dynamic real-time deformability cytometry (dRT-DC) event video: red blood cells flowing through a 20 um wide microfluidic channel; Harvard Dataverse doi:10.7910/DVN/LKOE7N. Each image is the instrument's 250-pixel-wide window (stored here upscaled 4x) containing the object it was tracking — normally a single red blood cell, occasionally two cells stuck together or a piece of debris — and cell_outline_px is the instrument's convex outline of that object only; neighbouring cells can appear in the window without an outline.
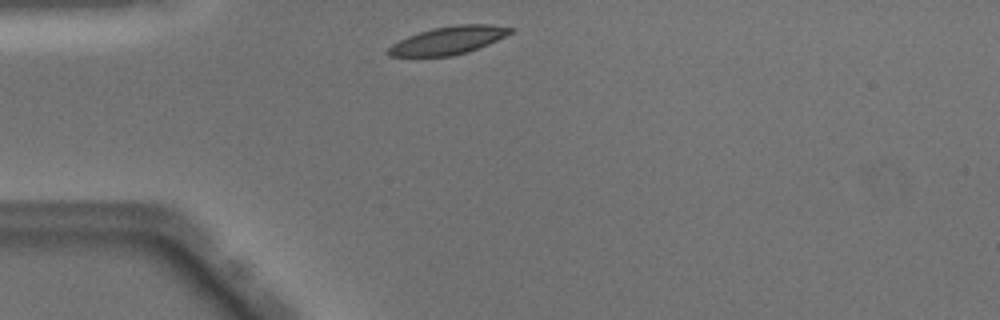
{"species": "Egyptian fruit bat (a non-hibernating species)", "species_latin": "Rousettus aegyptiacus", "temperature_condition": "warm", "stored_images_in_passage": 39, "camera_frame_rate_fps": 3000, "um_per_image_px": 0.085, "animal": {"sex": "male"}, "frame": {"image": 1, "passage_image": 2, "time_ms": 0.333, "image_size_px": [1000, 320], "cell_outline_px": [[512, 32], [488, 44], [452, 56], [388, 56], [384, 52], [392, 44], [408, 36], [432, 28], [456, 24], [492, 24], [512, 28]], "centroid_in_image_um": [38.06, 3.42], "position_along_channel_um": 46.9, "area_um2": 19.59}}
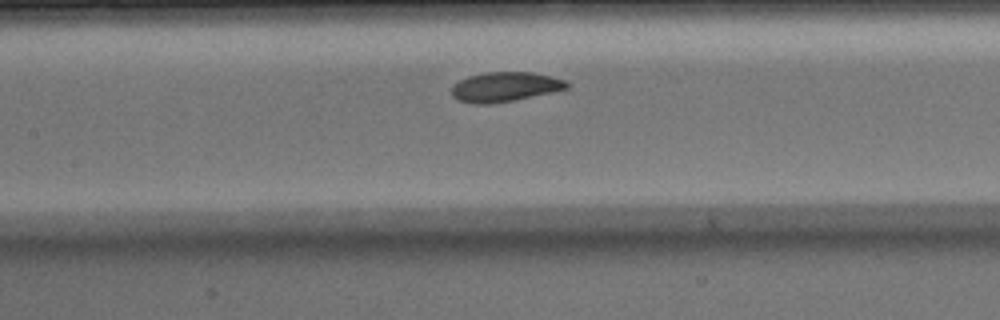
{"frame": {"image": 2, "passage_image": 12, "time_ms": 3.667, "image_size_px": [1000, 320], "cell_outline_px": [[568, 88], [512, 100], [488, 104], [476, 104], [456, 100], [452, 96], [452, 84], [468, 76], [488, 72], [532, 72], [564, 80], [568, 84]], "centroid_in_image_um": [42.84, 7.38], "position_along_channel_um": 164.6, "area_um2": 19.54}}
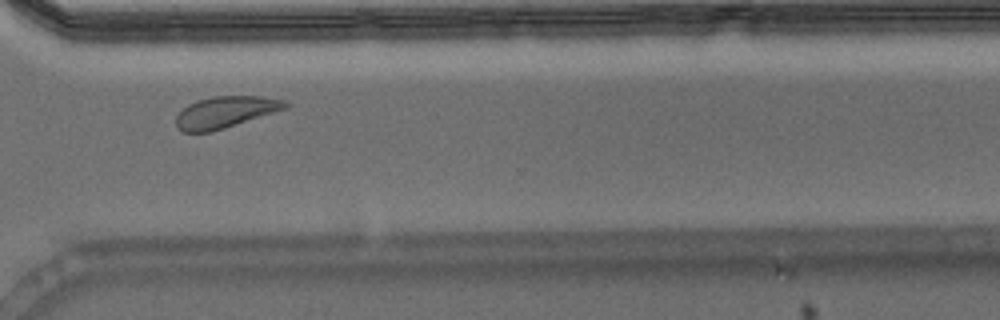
{"frame": {"image": 3, "passage_image": 26, "time_ms": 8.333, "image_size_px": [1000, 320], "cell_outline_px": [[292, 104], [288, 108], [224, 128], [208, 132], [184, 132], [176, 128], [176, 116], [188, 104], [200, 100], [216, 96], [264, 96], [284, 100]], "centroid_in_image_um": [19.2, 9.53], "position_along_channel_um": 351.4, "area_um2": 20.0}, "authors_computed_cell_mechanics": {"area_um2": 20.0566, "velocity_mm_per_s": 4.0131, "shape_relaxation_time_tau1_ms": 1.3094, "shape_relaxation_time_tau2_ms": 9.2093, "deformation_change_tau1": 0.1033, "deformation_change_tau2": 0.161}}